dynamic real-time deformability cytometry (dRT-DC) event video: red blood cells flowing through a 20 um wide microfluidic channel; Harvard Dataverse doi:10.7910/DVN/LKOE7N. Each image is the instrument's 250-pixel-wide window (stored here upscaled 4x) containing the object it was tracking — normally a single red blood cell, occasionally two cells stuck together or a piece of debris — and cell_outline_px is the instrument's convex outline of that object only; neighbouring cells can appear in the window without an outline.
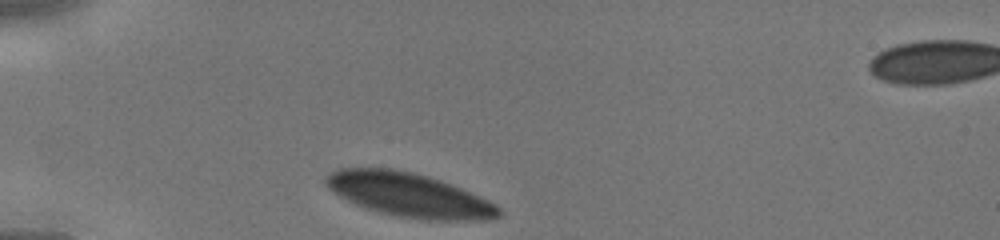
{"species": "human", "species_latin": "Homo sapiens", "temperature_condition": "cold", "stored_images_in_passage": 26, "camera_frame_rate_fps": 3000, "um_per_image_px": 0.085, "donor": {"sex": "male"}, "frame": {"image": 1, "passage_image": 1, "time_ms": 0.0, "image_size_px": [1000, 240], "cell_outline_px": [[504, 212], [500, 216], [492, 220], [428, 220], [396, 216], [364, 208], [332, 192], [328, 188], [324, 180], [324, 176], [336, 168], [392, 168], [412, 172], [428, 176], [452, 184], [488, 200], [496, 204]], "centroid_in_image_um": [34.77, 16.57], "position_along_channel_um": 50.2, "area_um2": 44.56}}
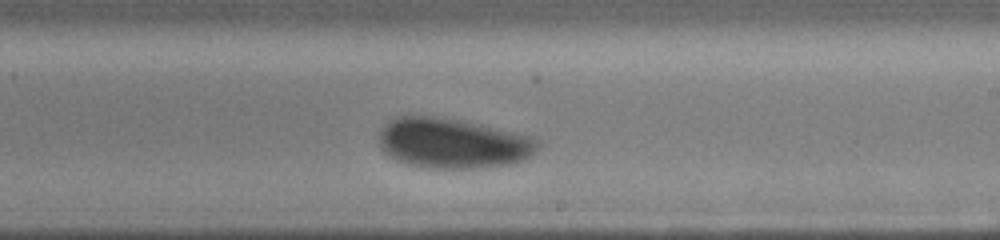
{"frame": {"image": 2, "passage_image": 16, "time_ms": 5.0, "image_size_px": [1000, 240], "cell_outline_px": [[540, 148], [536, 152], [524, 160], [508, 164], [480, 168], [432, 168], [404, 164], [388, 156], [380, 148], [380, 128], [388, 120], [396, 116], [436, 116], [464, 120], [532, 136], [540, 140]], "centroid_in_image_um": [38.49, 12.17], "position_along_channel_um": 250.5, "area_um2": 47.05}}
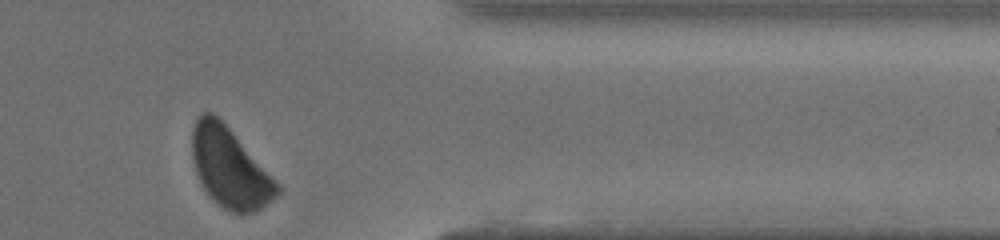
{"frame": {"image": 3, "passage_image": 26, "time_ms": 8.333, "image_size_px": [1000, 240], "cell_outline_px": [[280, 192], [276, 196], [256, 212], [232, 212], [224, 208], [204, 188], [196, 172], [192, 156], [192, 128], [196, 120], [204, 112], [212, 112], [232, 132], [280, 184]], "centroid_in_image_um": [19.54, 14.25], "position_along_channel_um": 391.9, "area_um2": 38.55}}